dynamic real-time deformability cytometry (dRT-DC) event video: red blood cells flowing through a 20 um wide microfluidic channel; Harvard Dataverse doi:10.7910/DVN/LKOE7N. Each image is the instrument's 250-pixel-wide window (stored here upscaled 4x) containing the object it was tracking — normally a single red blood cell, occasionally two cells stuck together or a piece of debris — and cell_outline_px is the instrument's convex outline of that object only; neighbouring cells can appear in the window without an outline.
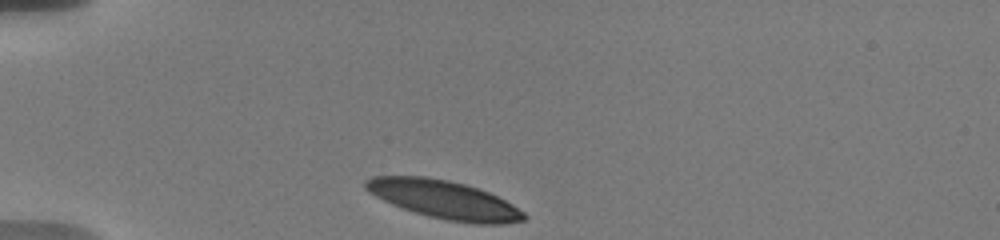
{"species": "human", "species_latin": "Homo sapiens", "temperature_condition": "warm", "stored_images_in_passage": 38, "camera_frame_rate_fps": 3000, "um_per_image_px": 0.085, "donor": {"sex": "male"}, "frame": {"image": 1, "passage_image": 1, "time_ms": 0.0, "image_size_px": [1000, 240], "cell_outline_px": [[528, 216], [524, 220], [504, 224], [476, 224], [448, 220], [428, 216], [392, 204], [368, 192], [364, 188], [364, 180], [372, 176], [424, 176], [448, 180], [464, 184], [488, 192], [512, 204], [524, 212]], "centroid_in_image_um": [37.74, 16.96], "position_along_channel_um": 47.3, "area_um2": 35.08}}
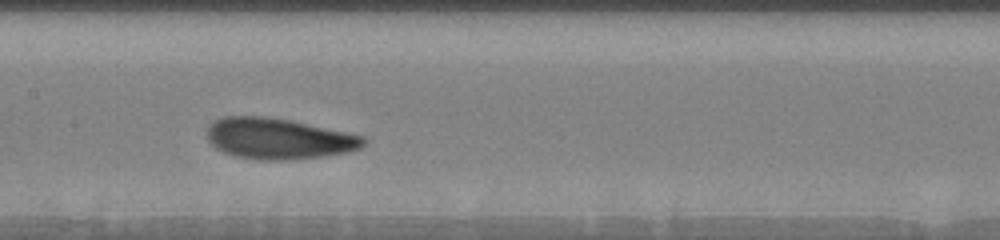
{"frame": {"image": 2, "passage_image": 15, "time_ms": 4.667, "image_size_px": [1000, 240], "cell_outline_px": [[364, 144], [360, 148], [348, 152], [324, 156], [284, 160], [260, 160], [236, 156], [224, 152], [216, 148], [208, 140], [208, 128], [212, 120], [224, 116], [264, 116], [288, 120], [344, 132], [360, 136], [364, 140]], "centroid_in_image_um": [23.61, 11.78], "position_along_channel_um": 183.8, "area_um2": 36.82}}
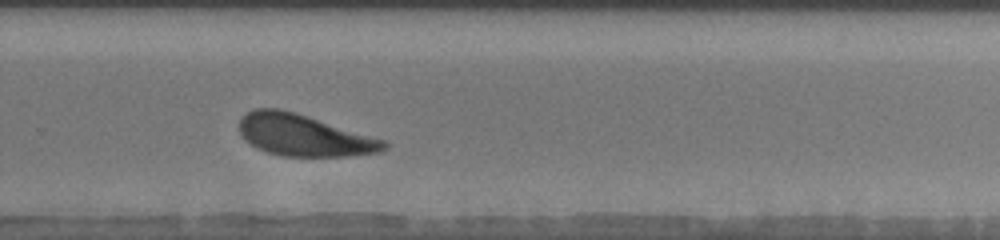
{"frame": {"image": 3, "passage_image": 27, "time_ms": 8.0, "image_size_px": [1000, 240], "cell_outline_px": [[388, 148], [380, 152], [348, 156], [280, 156], [256, 148], [240, 136], [240, 116], [256, 108], [280, 108], [384, 140], [388, 144]], "centroid_in_image_um": [25.78, 11.51], "position_along_channel_um": 304.0, "area_um2": 34.74}, "authors_computed_cell_mechanics": {"area_um2": 36.5296, "velocity_mm_per_s": 3.6174, "shape_relaxation_time_tau1_ms": 2.6967, "shape_relaxation_time_tau2_ms": 4.3304, "deformation_change_tau1": 0.1434, "deformation_change_tau2": 0.1328}}